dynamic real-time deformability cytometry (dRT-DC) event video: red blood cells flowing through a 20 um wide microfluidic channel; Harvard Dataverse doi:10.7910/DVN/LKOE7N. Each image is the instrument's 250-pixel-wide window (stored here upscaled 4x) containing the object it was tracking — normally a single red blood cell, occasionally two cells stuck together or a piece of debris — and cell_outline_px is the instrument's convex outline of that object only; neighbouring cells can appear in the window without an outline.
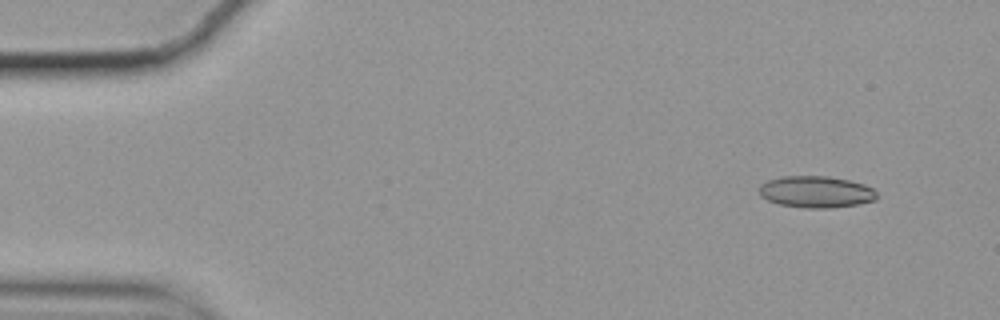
{"species": "common noctule bat (a hibernating species)", "species_latin": "Nyctalus noctula", "temperature_condition": "cold", "stored_images_in_passage": 53, "camera_frame_rate_fps": 3000, "um_per_image_px": 0.085, "animal": {"sex": "female", "body_mass_g": 19.9}, "frame": {"image": 1, "passage_image": 1, "time_ms": 0.0, "image_size_px": [1000, 320], "cell_outline_px": [[876, 200], [856, 204], [832, 208], [804, 208], [780, 204], [768, 200], [760, 196], [760, 184], [768, 180], [780, 176], [828, 176], [848, 180], [864, 184], [872, 188], [876, 192]], "centroid_in_image_um": [69.35, 16.3], "position_along_channel_um": 15.7, "area_um2": 21.68}}
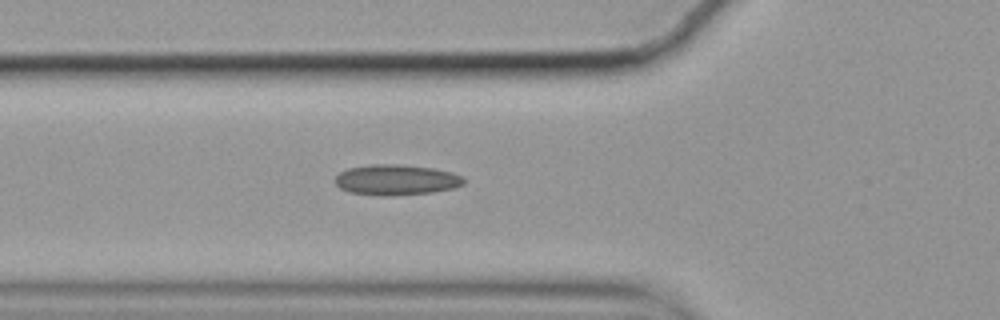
{"frame": {"image": 2, "passage_image": 16, "time_ms": 5.0, "image_size_px": [1000, 320], "cell_outline_px": [[464, 184], [452, 188], [432, 192], [384, 196], [348, 192], [340, 188], [336, 184], [336, 176], [340, 172], [348, 168], [372, 164], [400, 164], [432, 168], [452, 172], [464, 176]], "centroid_in_image_um": [33.68, 15.28], "position_along_channel_um": 92.1, "area_um2": 22.83}}
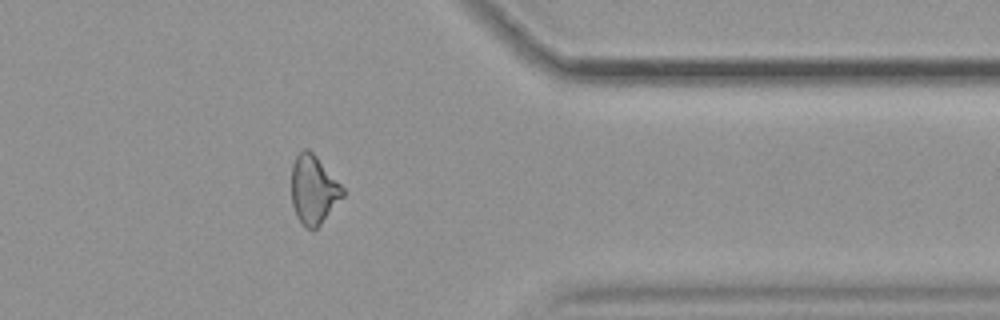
{"frame": {"image": 3, "passage_image": 42, "time_ms": 13.667, "image_size_px": [1000, 320], "cell_outline_px": [[344, 196], [320, 224], [316, 228], [308, 228], [296, 216], [292, 204], [292, 164], [296, 156], [304, 148], [308, 148], [316, 156], [344, 188]], "centroid_in_image_um": [26.65, 16.1], "position_along_channel_um": 384.8, "area_um2": 20.17}, "authors_computed_cell_mechanics": {"area_um2": 21.4438, "velocity_mm_per_s": 3.532, "shape_relaxation_time_tau1_ms": null, "shape_relaxation_time_tau2_ms": 5.6378, "deformation_change_tau1": null, "deformation_change_tau2": 0.1298}}